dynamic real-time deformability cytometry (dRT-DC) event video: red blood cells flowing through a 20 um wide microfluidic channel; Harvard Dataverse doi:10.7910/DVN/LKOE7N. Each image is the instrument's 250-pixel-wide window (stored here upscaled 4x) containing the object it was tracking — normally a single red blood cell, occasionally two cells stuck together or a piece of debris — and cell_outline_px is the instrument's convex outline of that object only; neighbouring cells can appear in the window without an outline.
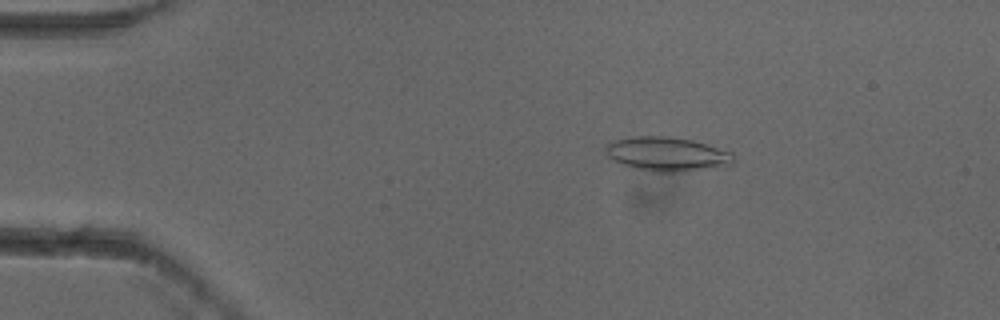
{"species": "common noctule bat (a hibernating species)", "species_latin": "Nyctalus noctula", "temperature_condition": "cold", "stored_images_in_passage": 54, "camera_frame_rate_fps": 3000, "um_per_image_px": 0.085, "animal": {"sex": "female"}, "frame": {"image": 1, "passage_image": 10, "time_ms": 3.0, "image_size_px": [1000, 320], "cell_outline_px": [[736, 160], [732, 164], [672, 172], [652, 172], [632, 168], [608, 156], [604, 152], [604, 148], [608, 144], [616, 140], [632, 136], [668, 136], [692, 140], [732, 152]], "centroid_in_image_um": [56.67, 13.08], "position_along_channel_um": 28.3, "area_um2": 25.09}}
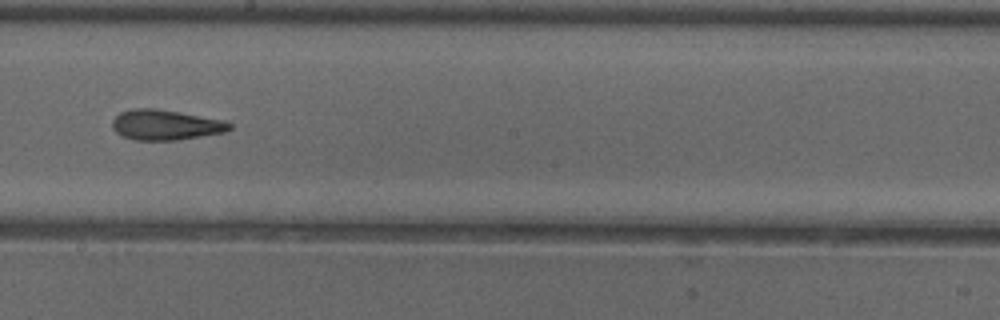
{"frame": {"image": 2, "passage_image": 31, "time_ms": 10.0, "image_size_px": [1000, 320], "cell_outline_px": [[232, 128], [224, 132], [176, 140], [136, 140], [124, 136], [116, 132], [112, 128], [112, 120], [120, 112], [132, 108], [156, 108], [224, 120], [232, 124]], "centroid_in_image_um": [14.05, 10.6], "position_along_channel_um": 234.1, "area_um2": 20.58}}
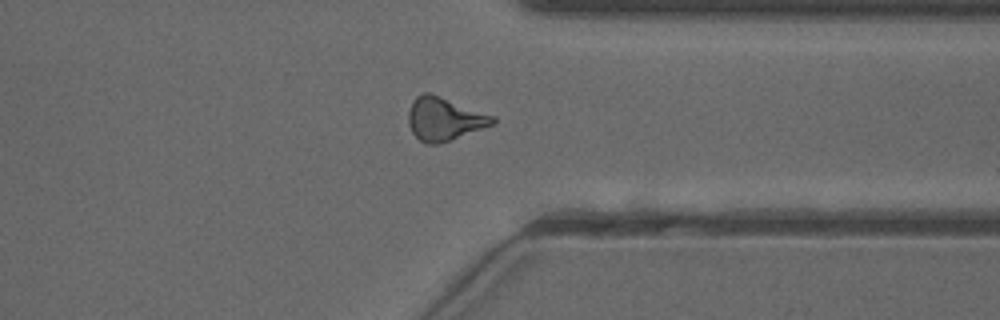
{"frame": {"image": 3, "passage_image": 42, "time_ms": 13.667, "image_size_px": [1000, 320], "cell_outline_px": [[496, 124], [436, 144], [424, 144], [412, 132], [408, 124], [408, 112], [412, 100], [416, 96], [424, 92], [432, 92], [496, 116]], "centroid_in_image_um": [37.77, 10.07], "position_along_channel_um": 373.6, "area_um2": 21.5}, "authors_computed_cell_mechanics": {"area_um2": 20.7213, "velocity_mm_per_s": 3.8786, "shape_relaxation_time_tau1_ms": null, "shape_relaxation_time_tau2_ms": 2.6802, "deformation_change_tau1": null, "deformation_change_tau2": 0.1197}}